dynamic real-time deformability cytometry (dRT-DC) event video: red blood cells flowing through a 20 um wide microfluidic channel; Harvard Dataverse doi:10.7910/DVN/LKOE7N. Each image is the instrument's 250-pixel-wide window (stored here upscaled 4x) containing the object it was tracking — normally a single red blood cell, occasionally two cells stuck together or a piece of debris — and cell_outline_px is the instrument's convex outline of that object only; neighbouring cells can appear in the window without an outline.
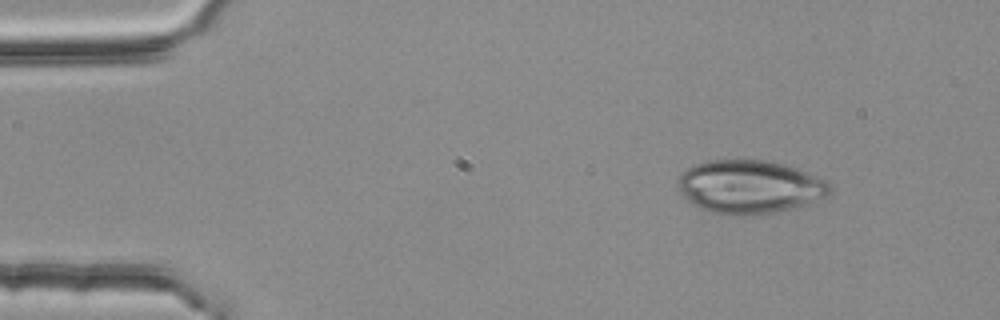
{"species": "common noctule bat (a hibernating species)", "species_latin": "Nyctalus noctula", "temperature_condition": "room temperature", "stored_images_in_passage": 4, "camera_frame_rate_fps": 3000, "um_per_image_px": 0.085, "animal": {"sex": "female", "body_mass_g": 25.1}, "frame": {"image": 1, "passage_image": 1, "time_ms": 0.0, "image_size_px": [1000, 320], "cell_outline_px": [[832, 192], [828, 196], [796, 208], [776, 212], [708, 212], [692, 204], [684, 196], [676, 184], [676, 180], [692, 164], [708, 160], [764, 160], [784, 164], [796, 168], [824, 180], [832, 184]], "centroid_in_image_um": [63.73, 15.84], "position_along_channel_um": 21.3, "area_um2": 46.53}}